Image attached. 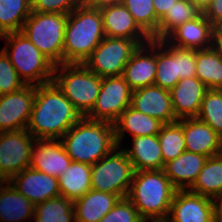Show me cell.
I'll return each mask as SVG.
<instances>
[{"label": "cell", "instance_id": "cell-18", "mask_svg": "<svg viewBox=\"0 0 222 222\" xmlns=\"http://www.w3.org/2000/svg\"><path fill=\"white\" fill-rule=\"evenodd\" d=\"M71 162L61 140L39 139L32 147L30 167L37 171L59 178Z\"/></svg>", "mask_w": 222, "mask_h": 222}, {"label": "cell", "instance_id": "cell-46", "mask_svg": "<svg viewBox=\"0 0 222 222\" xmlns=\"http://www.w3.org/2000/svg\"><path fill=\"white\" fill-rule=\"evenodd\" d=\"M215 45L219 48V50H220V52L222 54V36L219 33L217 35Z\"/></svg>", "mask_w": 222, "mask_h": 222}, {"label": "cell", "instance_id": "cell-26", "mask_svg": "<svg viewBox=\"0 0 222 222\" xmlns=\"http://www.w3.org/2000/svg\"><path fill=\"white\" fill-rule=\"evenodd\" d=\"M35 205L6 182L0 184V221L19 222L34 218Z\"/></svg>", "mask_w": 222, "mask_h": 222}, {"label": "cell", "instance_id": "cell-7", "mask_svg": "<svg viewBox=\"0 0 222 222\" xmlns=\"http://www.w3.org/2000/svg\"><path fill=\"white\" fill-rule=\"evenodd\" d=\"M67 14L31 12L21 32L56 66L63 64Z\"/></svg>", "mask_w": 222, "mask_h": 222}, {"label": "cell", "instance_id": "cell-10", "mask_svg": "<svg viewBox=\"0 0 222 222\" xmlns=\"http://www.w3.org/2000/svg\"><path fill=\"white\" fill-rule=\"evenodd\" d=\"M132 92L122 75L102 78L94 107L86 117L114 124L121 113L131 106Z\"/></svg>", "mask_w": 222, "mask_h": 222}, {"label": "cell", "instance_id": "cell-20", "mask_svg": "<svg viewBox=\"0 0 222 222\" xmlns=\"http://www.w3.org/2000/svg\"><path fill=\"white\" fill-rule=\"evenodd\" d=\"M177 122L183 127L186 151L207 157L218 155L220 136L207 123L196 117Z\"/></svg>", "mask_w": 222, "mask_h": 222}, {"label": "cell", "instance_id": "cell-24", "mask_svg": "<svg viewBox=\"0 0 222 222\" xmlns=\"http://www.w3.org/2000/svg\"><path fill=\"white\" fill-rule=\"evenodd\" d=\"M132 149H123L134 170H161L164 168L158 135H143L133 138Z\"/></svg>", "mask_w": 222, "mask_h": 222}, {"label": "cell", "instance_id": "cell-25", "mask_svg": "<svg viewBox=\"0 0 222 222\" xmlns=\"http://www.w3.org/2000/svg\"><path fill=\"white\" fill-rule=\"evenodd\" d=\"M163 125L164 123L159 119L136 111L129 106L114 123L116 143L121 146L126 131L131 133L132 138L143 135H158Z\"/></svg>", "mask_w": 222, "mask_h": 222}, {"label": "cell", "instance_id": "cell-49", "mask_svg": "<svg viewBox=\"0 0 222 222\" xmlns=\"http://www.w3.org/2000/svg\"><path fill=\"white\" fill-rule=\"evenodd\" d=\"M142 222H147V220H143ZM151 222H166V221L151 220Z\"/></svg>", "mask_w": 222, "mask_h": 222}, {"label": "cell", "instance_id": "cell-11", "mask_svg": "<svg viewBox=\"0 0 222 222\" xmlns=\"http://www.w3.org/2000/svg\"><path fill=\"white\" fill-rule=\"evenodd\" d=\"M35 141L27 129L0 132V169L9 180L30 167Z\"/></svg>", "mask_w": 222, "mask_h": 222}, {"label": "cell", "instance_id": "cell-2", "mask_svg": "<svg viewBox=\"0 0 222 222\" xmlns=\"http://www.w3.org/2000/svg\"><path fill=\"white\" fill-rule=\"evenodd\" d=\"M62 138L60 140L71 160L89 165L118 147L114 124L87 117H81Z\"/></svg>", "mask_w": 222, "mask_h": 222}, {"label": "cell", "instance_id": "cell-19", "mask_svg": "<svg viewBox=\"0 0 222 222\" xmlns=\"http://www.w3.org/2000/svg\"><path fill=\"white\" fill-rule=\"evenodd\" d=\"M105 37L150 41L151 38L138 26L128 9L114 4L100 9Z\"/></svg>", "mask_w": 222, "mask_h": 222}, {"label": "cell", "instance_id": "cell-33", "mask_svg": "<svg viewBox=\"0 0 222 222\" xmlns=\"http://www.w3.org/2000/svg\"><path fill=\"white\" fill-rule=\"evenodd\" d=\"M34 219L36 222H75L73 201L60 195L36 204Z\"/></svg>", "mask_w": 222, "mask_h": 222}, {"label": "cell", "instance_id": "cell-4", "mask_svg": "<svg viewBox=\"0 0 222 222\" xmlns=\"http://www.w3.org/2000/svg\"><path fill=\"white\" fill-rule=\"evenodd\" d=\"M105 38L100 9L81 5L68 14L63 64H83Z\"/></svg>", "mask_w": 222, "mask_h": 222}, {"label": "cell", "instance_id": "cell-43", "mask_svg": "<svg viewBox=\"0 0 222 222\" xmlns=\"http://www.w3.org/2000/svg\"><path fill=\"white\" fill-rule=\"evenodd\" d=\"M82 1L84 6L95 9H101L106 6L122 3V0H82Z\"/></svg>", "mask_w": 222, "mask_h": 222}, {"label": "cell", "instance_id": "cell-15", "mask_svg": "<svg viewBox=\"0 0 222 222\" xmlns=\"http://www.w3.org/2000/svg\"><path fill=\"white\" fill-rule=\"evenodd\" d=\"M131 107L136 111L159 119L164 124L177 122L171 93L157 85L133 90Z\"/></svg>", "mask_w": 222, "mask_h": 222}, {"label": "cell", "instance_id": "cell-37", "mask_svg": "<svg viewBox=\"0 0 222 222\" xmlns=\"http://www.w3.org/2000/svg\"><path fill=\"white\" fill-rule=\"evenodd\" d=\"M26 84L18 76L17 71L14 69L9 57L0 51V95L8 94L11 92L22 89Z\"/></svg>", "mask_w": 222, "mask_h": 222}, {"label": "cell", "instance_id": "cell-13", "mask_svg": "<svg viewBox=\"0 0 222 222\" xmlns=\"http://www.w3.org/2000/svg\"><path fill=\"white\" fill-rule=\"evenodd\" d=\"M219 31L201 13L174 29L164 40L177 48L208 49L215 45Z\"/></svg>", "mask_w": 222, "mask_h": 222}, {"label": "cell", "instance_id": "cell-36", "mask_svg": "<svg viewBox=\"0 0 222 222\" xmlns=\"http://www.w3.org/2000/svg\"><path fill=\"white\" fill-rule=\"evenodd\" d=\"M207 123L219 136L222 135V89H208L197 117Z\"/></svg>", "mask_w": 222, "mask_h": 222}, {"label": "cell", "instance_id": "cell-9", "mask_svg": "<svg viewBox=\"0 0 222 222\" xmlns=\"http://www.w3.org/2000/svg\"><path fill=\"white\" fill-rule=\"evenodd\" d=\"M148 42L105 37L83 64L101 78L121 76L134 51Z\"/></svg>", "mask_w": 222, "mask_h": 222}, {"label": "cell", "instance_id": "cell-45", "mask_svg": "<svg viewBox=\"0 0 222 222\" xmlns=\"http://www.w3.org/2000/svg\"><path fill=\"white\" fill-rule=\"evenodd\" d=\"M187 1H189L191 4H193L197 9H199L203 13L213 0H187Z\"/></svg>", "mask_w": 222, "mask_h": 222}, {"label": "cell", "instance_id": "cell-5", "mask_svg": "<svg viewBox=\"0 0 222 222\" xmlns=\"http://www.w3.org/2000/svg\"><path fill=\"white\" fill-rule=\"evenodd\" d=\"M0 38L7 42L2 50L26 85L38 86L53 81L55 65L21 31Z\"/></svg>", "mask_w": 222, "mask_h": 222}, {"label": "cell", "instance_id": "cell-35", "mask_svg": "<svg viewBox=\"0 0 222 222\" xmlns=\"http://www.w3.org/2000/svg\"><path fill=\"white\" fill-rule=\"evenodd\" d=\"M138 26L152 39L158 32L159 18L153 0H122Z\"/></svg>", "mask_w": 222, "mask_h": 222}, {"label": "cell", "instance_id": "cell-40", "mask_svg": "<svg viewBox=\"0 0 222 222\" xmlns=\"http://www.w3.org/2000/svg\"><path fill=\"white\" fill-rule=\"evenodd\" d=\"M196 49L177 48L178 79L196 77Z\"/></svg>", "mask_w": 222, "mask_h": 222}, {"label": "cell", "instance_id": "cell-38", "mask_svg": "<svg viewBox=\"0 0 222 222\" xmlns=\"http://www.w3.org/2000/svg\"><path fill=\"white\" fill-rule=\"evenodd\" d=\"M138 210L133 203L127 198L123 197L117 204L105 214L99 222H142Z\"/></svg>", "mask_w": 222, "mask_h": 222}, {"label": "cell", "instance_id": "cell-14", "mask_svg": "<svg viewBox=\"0 0 222 222\" xmlns=\"http://www.w3.org/2000/svg\"><path fill=\"white\" fill-rule=\"evenodd\" d=\"M166 222H215L214 200L189 190H177Z\"/></svg>", "mask_w": 222, "mask_h": 222}, {"label": "cell", "instance_id": "cell-29", "mask_svg": "<svg viewBox=\"0 0 222 222\" xmlns=\"http://www.w3.org/2000/svg\"><path fill=\"white\" fill-rule=\"evenodd\" d=\"M156 64L155 85L170 91L179 82L177 47L169 45L165 40H156Z\"/></svg>", "mask_w": 222, "mask_h": 222}, {"label": "cell", "instance_id": "cell-21", "mask_svg": "<svg viewBox=\"0 0 222 222\" xmlns=\"http://www.w3.org/2000/svg\"><path fill=\"white\" fill-rule=\"evenodd\" d=\"M207 90L197 77L180 79L170 90L175 117L178 120L197 117Z\"/></svg>", "mask_w": 222, "mask_h": 222}, {"label": "cell", "instance_id": "cell-12", "mask_svg": "<svg viewBox=\"0 0 222 222\" xmlns=\"http://www.w3.org/2000/svg\"><path fill=\"white\" fill-rule=\"evenodd\" d=\"M36 85H26L22 89L0 95V132L27 129Z\"/></svg>", "mask_w": 222, "mask_h": 222}, {"label": "cell", "instance_id": "cell-6", "mask_svg": "<svg viewBox=\"0 0 222 222\" xmlns=\"http://www.w3.org/2000/svg\"><path fill=\"white\" fill-rule=\"evenodd\" d=\"M59 70L60 73L56 75ZM53 82L80 115L86 117L94 107L101 89L102 78L84 64H59L54 67Z\"/></svg>", "mask_w": 222, "mask_h": 222}, {"label": "cell", "instance_id": "cell-47", "mask_svg": "<svg viewBox=\"0 0 222 222\" xmlns=\"http://www.w3.org/2000/svg\"><path fill=\"white\" fill-rule=\"evenodd\" d=\"M6 182H9V179L1 172L0 169V184H6Z\"/></svg>", "mask_w": 222, "mask_h": 222}, {"label": "cell", "instance_id": "cell-23", "mask_svg": "<svg viewBox=\"0 0 222 222\" xmlns=\"http://www.w3.org/2000/svg\"><path fill=\"white\" fill-rule=\"evenodd\" d=\"M120 196L97 190H89L73 201L75 222H99L120 200Z\"/></svg>", "mask_w": 222, "mask_h": 222}, {"label": "cell", "instance_id": "cell-31", "mask_svg": "<svg viewBox=\"0 0 222 222\" xmlns=\"http://www.w3.org/2000/svg\"><path fill=\"white\" fill-rule=\"evenodd\" d=\"M31 12V0H0V36L21 31Z\"/></svg>", "mask_w": 222, "mask_h": 222}, {"label": "cell", "instance_id": "cell-48", "mask_svg": "<svg viewBox=\"0 0 222 222\" xmlns=\"http://www.w3.org/2000/svg\"><path fill=\"white\" fill-rule=\"evenodd\" d=\"M218 155L222 158V135L220 136V147Z\"/></svg>", "mask_w": 222, "mask_h": 222}, {"label": "cell", "instance_id": "cell-32", "mask_svg": "<svg viewBox=\"0 0 222 222\" xmlns=\"http://www.w3.org/2000/svg\"><path fill=\"white\" fill-rule=\"evenodd\" d=\"M202 12L187 0H178L174 6L167 10L159 19L157 34L153 40H164L174 29L186 21L197 18Z\"/></svg>", "mask_w": 222, "mask_h": 222}, {"label": "cell", "instance_id": "cell-8", "mask_svg": "<svg viewBox=\"0 0 222 222\" xmlns=\"http://www.w3.org/2000/svg\"><path fill=\"white\" fill-rule=\"evenodd\" d=\"M119 146L91 165V189L127 197L135 170Z\"/></svg>", "mask_w": 222, "mask_h": 222}, {"label": "cell", "instance_id": "cell-3", "mask_svg": "<svg viewBox=\"0 0 222 222\" xmlns=\"http://www.w3.org/2000/svg\"><path fill=\"white\" fill-rule=\"evenodd\" d=\"M178 189L161 170L135 171L127 198L143 220L167 221Z\"/></svg>", "mask_w": 222, "mask_h": 222}, {"label": "cell", "instance_id": "cell-1", "mask_svg": "<svg viewBox=\"0 0 222 222\" xmlns=\"http://www.w3.org/2000/svg\"><path fill=\"white\" fill-rule=\"evenodd\" d=\"M82 116L52 81L36 86L27 131L36 139H61Z\"/></svg>", "mask_w": 222, "mask_h": 222}, {"label": "cell", "instance_id": "cell-30", "mask_svg": "<svg viewBox=\"0 0 222 222\" xmlns=\"http://www.w3.org/2000/svg\"><path fill=\"white\" fill-rule=\"evenodd\" d=\"M188 190L212 199L222 193V158L219 155L207 158L196 181Z\"/></svg>", "mask_w": 222, "mask_h": 222}, {"label": "cell", "instance_id": "cell-34", "mask_svg": "<svg viewBox=\"0 0 222 222\" xmlns=\"http://www.w3.org/2000/svg\"><path fill=\"white\" fill-rule=\"evenodd\" d=\"M164 164L182 154L185 148L183 127L178 123L164 124L158 133Z\"/></svg>", "mask_w": 222, "mask_h": 222}, {"label": "cell", "instance_id": "cell-41", "mask_svg": "<svg viewBox=\"0 0 222 222\" xmlns=\"http://www.w3.org/2000/svg\"><path fill=\"white\" fill-rule=\"evenodd\" d=\"M203 15L220 31L222 29V0H213Z\"/></svg>", "mask_w": 222, "mask_h": 222}, {"label": "cell", "instance_id": "cell-28", "mask_svg": "<svg viewBox=\"0 0 222 222\" xmlns=\"http://www.w3.org/2000/svg\"><path fill=\"white\" fill-rule=\"evenodd\" d=\"M196 77L208 89H222V54L216 45L196 51Z\"/></svg>", "mask_w": 222, "mask_h": 222}, {"label": "cell", "instance_id": "cell-22", "mask_svg": "<svg viewBox=\"0 0 222 222\" xmlns=\"http://www.w3.org/2000/svg\"><path fill=\"white\" fill-rule=\"evenodd\" d=\"M207 158L185 150L174 160L165 163L163 171L178 190H188L196 181Z\"/></svg>", "mask_w": 222, "mask_h": 222}, {"label": "cell", "instance_id": "cell-17", "mask_svg": "<svg viewBox=\"0 0 222 222\" xmlns=\"http://www.w3.org/2000/svg\"><path fill=\"white\" fill-rule=\"evenodd\" d=\"M148 52L152 53L147 54ZM156 72V40L151 39L134 51L124 67L122 76L130 88L136 90L155 85Z\"/></svg>", "mask_w": 222, "mask_h": 222}, {"label": "cell", "instance_id": "cell-39", "mask_svg": "<svg viewBox=\"0 0 222 222\" xmlns=\"http://www.w3.org/2000/svg\"><path fill=\"white\" fill-rule=\"evenodd\" d=\"M32 11L41 13L69 14L75 8L83 5L82 0H31Z\"/></svg>", "mask_w": 222, "mask_h": 222}, {"label": "cell", "instance_id": "cell-42", "mask_svg": "<svg viewBox=\"0 0 222 222\" xmlns=\"http://www.w3.org/2000/svg\"><path fill=\"white\" fill-rule=\"evenodd\" d=\"M178 0H153L156 16L160 19Z\"/></svg>", "mask_w": 222, "mask_h": 222}, {"label": "cell", "instance_id": "cell-16", "mask_svg": "<svg viewBox=\"0 0 222 222\" xmlns=\"http://www.w3.org/2000/svg\"><path fill=\"white\" fill-rule=\"evenodd\" d=\"M9 182L34 205L60 196L58 178L31 167L14 175Z\"/></svg>", "mask_w": 222, "mask_h": 222}, {"label": "cell", "instance_id": "cell-27", "mask_svg": "<svg viewBox=\"0 0 222 222\" xmlns=\"http://www.w3.org/2000/svg\"><path fill=\"white\" fill-rule=\"evenodd\" d=\"M60 195L75 201L91 190V165L72 161L58 178Z\"/></svg>", "mask_w": 222, "mask_h": 222}, {"label": "cell", "instance_id": "cell-44", "mask_svg": "<svg viewBox=\"0 0 222 222\" xmlns=\"http://www.w3.org/2000/svg\"><path fill=\"white\" fill-rule=\"evenodd\" d=\"M213 200H214L215 222H222V193L217 195Z\"/></svg>", "mask_w": 222, "mask_h": 222}]
</instances>
